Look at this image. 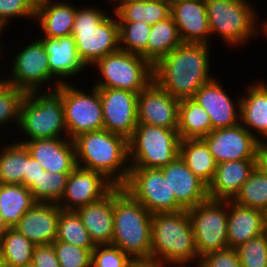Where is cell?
Instances as JSON below:
<instances>
[{"instance_id":"cell-54","label":"cell","mask_w":267,"mask_h":267,"mask_svg":"<svg viewBox=\"0 0 267 267\" xmlns=\"http://www.w3.org/2000/svg\"><path fill=\"white\" fill-rule=\"evenodd\" d=\"M265 232L267 233V212H265Z\"/></svg>"},{"instance_id":"cell-45","label":"cell","mask_w":267,"mask_h":267,"mask_svg":"<svg viewBox=\"0 0 267 267\" xmlns=\"http://www.w3.org/2000/svg\"><path fill=\"white\" fill-rule=\"evenodd\" d=\"M197 267H243L235 248L226 247L200 258Z\"/></svg>"},{"instance_id":"cell-41","label":"cell","mask_w":267,"mask_h":267,"mask_svg":"<svg viewBox=\"0 0 267 267\" xmlns=\"http://www.w3.org/2000/svg\"><path fill=\"white\" fill-rule=\"evenodd\" d=\"M52 245L60 267H92V252L94 249L80 248L57 240Z\"/></svg>"},{"instance_id":"cell-9","label":"cell","mask_w":267,"mask_h":267,"mask_svg":"<svg viewBox=\"0 0 267 267\" xmlns=\"http://www.w3.org/2000/svg\"><path fill=\"white\" fill-rule=\"evenodd\" d=\"M102 79L96 88H113L140 93L153 80V65L141 55L123 50L106 55L96 61Z\"/></svg>"},{"instance_id":"cell-8","label":"cell","mask_w":267,"mask_h":267,"mask_svg":"<svg viewBox=\"0 0 267 267\" xmlns=\"http://www.w3.org/2000/svg\"><path fill=\"white\" fill-rule=\"evenodd\" d=\"M180 142L177 129L138 123L128 139L129 165L162 168L179 157Z\"/></svg>"},{"instance_id":"cell-20","label":"cell","mask_w":267,"mask_h":267,"mask_svg":"<svg viewBox=\"0 0 267 267\" xmlns=\"http://www.w3.org/2000/svg\"><path fill=\"white\" fill-rule=\"evenodd\" d=\"M160 169L176 201L185 210L209 199L207 185L189 169L180 156Z\"/></svg>"},{"instance_id":"cell-37","label":"cell","mask_w":267,"mask_h":267,"mask_svg":"<svg viewBox=\"0 0 267 267\" xmlns=\"http://www.w3.org/2000/svg\"><path fill=\"white\" fill-rule=\"evenodd\" d=\"M57 241L73 244L80 248L94 249L89 233L83 225L82 219L74 210L60 209L57 222Z\"/></svg>"},{"instance_id":"cell-31","label":"cell","mask_w":267,"mask_h":267,"mask_svg":"<svg viewBox=\"0 0 267 267\" xmlns=\"http://www.w3.org/2000/svg\"><path fill=\"white\" fill-rule=\"evenodd\" d=\"M36 203L33 194L24 185L0 183V212L9 228H13Z\"/></svg>"},{"instance_id":"cell-32","label":"cell","mask_w":267,"mask_h":267,"mask_svg":"<svg viewBox=\"0 0 267 267\" xmlns=\"http://www.w3.org/2000/svg\"><path fill=\"white\" fill-rule=\"evenodd\" d=\"M177 131L181 140L204 138L211 131L209 115L192 98L180 100Z\"/></svg>"},{"instance_id":"cell-56","label":"cell","mask_w":267,"mask_h":267,"mask_svg":"<svg viewBox=\"0 0 267 267\" xmlns=\"http://www.w3.org/2000/svg\"><path fill=\"white\" fill-rule=\"evenodd\" d=\"M19 267H35L32 263H28V264H25L23 266H19Z\"/></svg>"},{"instance_id":"cell-42","label":"cell","mask_w":267,"mask_h":267,"mask_svg":"<svg viewBox=\"0 0 267 267\" xmlns=\"http://www.w3.org/2000/svg\"><path fill=\"white\" fill-rule=\"evenodd\" d=\"M25 94L23 90L9 84L0 91V127L13 120L18 128L20 106Z\"/></svg>"},{"instance_id":"cell-39","label":"cell","mask_w":267,"mask_h":267,"mask_svg":"<svg viewBox=\"0 0 267 267\" xmlns=\"http://www.w3.org/2000/svg\"><path fill=\"white\" fill-rule=\"evenodd\" d=\"M120 50L141 55L147 60V43L151 25L144 22H118Z\"/></svg>"},{"instance_id":"cell-48","label":"cell","mask_w":267,"mask_h":267,"mask_svg":"<svg viewBox=\"0 0 267 267\" xmlns=\"http://www.w3.org/2000/svg\"><path fill=\"white\" fill-rule=\"evenodd\" d=\"M173 264L167 263L155 257L131 258L128 267H167Z\"/></svg>"},{"instance_id":"cell-23","label":"cell","mask_w":267,"mask_h":267,"mask_svg":"<svg viewBox=\"0 0 267 267\" xmlns=\"http://www.w3.org/2000/svg\"><path fill=\"white\" fill-rule=\"evenodd\" d=\"M60 209L56 203H36L13 228L35 245L52 244L57 238Z\"/></svg>"},{"instance_id":"cell-2","label":"cell","mask_w":267,"mask_h":267,"mask_svg":"<svg viewBox=\"0 0 267 267\" xmlns=\"http://www.w3.org/2000/svg\"><path fill=\"white\" fill-rule=\"evenodd\" d=\"M76 164L102 173L115 186H122L129 175L128 140L106 129L85 132L73 139Z\"/></svg>"},{"instance_id":"cell-4","label":"cell","mask_w":267,"mask_h":267,"mask_svg":"<svg viewBox=\"0 0 267 267\" xmlns=\"http://www.w3.org/2000/svg\"><path fill=\"white\" fill-rule=\"evenodd\" d=\"M151 230V257L178 267L194 262L198 266L200 259L187 210L152 214Z\"/></svg>"},{"instance_id":"cell-15","label":"cell","mask_w":267,"mask_h":267,"mask_svg":"<svg viewBox=\"0 0 267 267\" xmlns=\"http://www.w3.org/2000/svg\"><path fill=\"white\" fill-rule=\"evenodd\" d=\"M98 90L103 107L104 129L128 140L138 124V93L113 88Z\"/></svg>"},{"instance_id":"cell-1","label":"cell","mask_w":267,"mask_h":267,"mask_svg":"<svg viewBox=\"0 0 267 267\" xmlns=\"http://www.w3.org/2000/svg\"><path fill=\"white\" fill-rule=\"evenodd\" d=\"M208 44L182 43L153 66V79L170 95L180 100L192 98L211 81Z\"/></svg>"},{"instance_id":"cell-7","label":"cell","mask_w":267,"mask_h":267,"mask_svg":"<svg viewBox=\"0 0 267 267\" xmlns=\"http://www.w3.org/2000/svg\"><path fill=\"white\" fill-rule=\"evenodd\" d=\"M205 3L211 38L212 34L217 33L216 35L219 34L226 45L237 47L239 45L244 46L261 33L263 22L261 27L256 22L258 21V14L250 1L205 0Z\"/></svg>"},{"instance_id":"cell-50","label":"cell","mask_w":267,"mask_h":267,"mask_svg":"<svg viewBox=\"0 0 267 267\" xmlns=\"http://www.w3.org/2000/svg\"><path fill=\"white\" fill-rule=\"evenodd\" d=\"M9 229L5 221L3 220L2 214L0 212V238L6 233Z\"/></svg>"},{"instance_id":"cell-3","label":"cell","mask_w":267,"mask_h":267,"mask_svg":"<svg viewBox=\"0 0 267 267\" xmlns=\"http://www.w3.org/2000/svg\"><path fill=\"white\" fill-rule=\"evenodd\" d=\"M152 214L122 186L113 187V239L131 258L151 257Z\"/></svg>"},{"instance_id":"cell-14","label":"cell","mask_w":267,"mask_h":267,"mask_svg":"<svg viewBox=\"0 0 267 267\" xmlns=\"http://www.w3.org/2000/svg\"><path fill=\"white\" fill-rule=\"evenodd\" d=\"M217 164L242 159H259L260 141L241 123L213 129L203 138Z\"/></svg>"},{"instance_id":"cell-30","label":"cell","mask_w":267,"mask_h":267,"mask_svg":"<svg viewBox=\"0 0 267 267\" xmlns=\"http://www.w3.org/2000/svg\"><path fill=\"white\" fill-rule=\"evenodd\" d=\"M179 156L189 169L207 186L211 182L217 163L203 138L183 139Z\"/></svg>"},{"instance_id":"cell-25","label":"cell","mask_w":267,"mask_h":267,"mask_svg":"<svg viewBox=\"0 0 267 267\" xmlns=\"http://www.w3.org/2000/svg\"><path fill=\"white\" fill-rule=\"evenodd\" d=\"M77 213L94 245H111L113 239V188L101 199L78 208Z\"/></svg>"},{"instance_id":"cell-52","label":"cell","mask_w":267,"mask_h":267,"mask_svg":"<svg viewBox=\"0 0 267 267\" xmlns=\"http://www.w3.org/2000/svg\"><path fill=\"white\" fill-rule=\"evenodd\" d=\"M8 84L7 78L0 79V91Z\"/></svg>"},{"instance_id":"cell-24","label":"cell","mask_w":267,"mask_h":267,"mask_svg":"<svg viewBox=\"0 0 267 267\" xmlns=\"http://www.w3.org/2000/svg\"><path fill=\"white\" fill-rule=\"evenodd\" d=\"M258 164L259 159H242L217 164L214 176L207 186L209 199L233 200Z\"/></svg>"},{"instance_id":"cell-51","label":"cell","mask_w":267,"mask_h":267,"mask_svg":"<svg viewBox=\"0 0 267 267\" xmlns=\"http://www.w3.org/2000/svg\"><path fill=\"white\" fill-rule=\"evenodd\" d=\"M262 33H264L263 37L264 36H267V18L266 20L263 22V29L261 30Z\"/></svg>"},{"instance_id":"cell-47","label":"cell","mask_w":267,"mask_h":267,"mask_svg":"<svg viewBox=\"0 0 267 267\" xmlns=\"http://www.w3.org/2000/svg\"><path fill=\"white\" fill-rule=\"evenodd\" d=\"M44 171V168L31 157L27 149V174L24 175L23 185L29 188Z\"/></svg>"},{"instance_id":"cell-46","label":"cell","mask_w":267,"mask_h":267,"mask_svg":"<svg viewBox=\"0 0 267 267\" xmlns=\"http://www.w3.org/2000/svg\"><path fill=\"white\" fill-rule=\"evenodd\" d=\"M31 263L35 267H60L52 244L35 245Z\"/></svg>"},{"instance_id":"cell-12","label":"cell","mask_w":267,"mask_h":267,"mask_svg":"<svg viewBox=\"0 0 267 267\" xmlns=\"http://www.w3.org/2000/svg\"><path fill=\"white\" fill-rule=\"evenodd\" d=\"M62 104L68 138L104 129L103 107L98 88L90 93L81 91L69 83L62 84Z\"/></svg>"},{"instance_id":"cell-28","label":"cell","mask_w":267,"mask_h":267,"mask_svg":"<svg viewBox=\"0 0 267 267\" xmlns=\"http://www.w3.org/2000/svg\"><path fill=\"white\" fill-rule=\"evenodd\" d=\"M246 91L240 102V123L262 143L267 139V82L258 81Z\"/></svg>"},{"instance_id":"cell-21","label":"cell","mask_w":267,"mask_h":267,"mask_svg":"<svg viewBox=\"0 0 267 267\" xmlns=\"http://www.w3.org/2000/svg\"><path fill=\"white\" fill-rule=\"evenodd\" d=\"M39 39L48 54L52 78H56L53 80L55 83L52 82L53 89L61 84L69 83L64 81V78L69 76L71 78L86 69L87 66L78 55L75 39L72 35L60 38L40 37Z\"/></svg>"},{"instance_id":"cell-36","label":"cell","mask_w":267,"mask_h":267,"mask_svg":"<svg viewBox=\"0 0 267 267\" xmlns=\"http://www.w3.org/2000/svg\"><path fill=\"white\" fill-rule=\"evenodd\" d=\"M232 201L243 207L267 212V170L260 163Z\"/></svg>"},{"instance_id":"cell-55","label":"cell","mask_w":267,"mask_h":267,"mask_svg":"<svg viewBox=\"0 0 267 267\" xmlns=\"http://www.w3.org/2000/svg\"><path fill=\"white\" fill-rule=\"evenodd\" d=\"M4 29L0 26V35H2V32H5V31H3ZM1 46H3V45H1L0 44V53H1V51L3 50V49H1L2 47Z\"/></svg>"},{"instance_id":"cell-13","label":"cell","mask_w":267,"mask_h":267,"mask_svg":"<svg viewBox=\"0 0 267 267\" xmlns=\"http://www.w3.org/2000/svg\"><path fill=\"white\" fill-rule=\"evenodd\" d=\"M12 62V73L7 78L9 85L15 86L25 93H30L40 90L42 85L51 84L53 79L50 73L48 54L39 38L19 51Z\"/></svg>"},{"instance_id":"cell-53","label":"cell","mask_w":267,"mask_h":267,"mask_svg":"<svg viewBox=\"0 0 267 267\" xmlns=\"http://www.w3.org/2000/svg\"><path fill=\"white\" fill-rule=\"evenodd\" d=\"M114 1H138V2H148V1H155V0H114Z\"/></svg>"},{"instance_id":"cell-35","label":"cell","mask_w":267,"mask_h":267,"mask_svg":"<svg viewBox=\"0 0 267 267\" xmlns=\"http://www.w3.org/2000/svg\"><path fill=\"white\" fill-rule=\"evenodd\" d=\"M35 244L14 228L0 238L3 267H19L32 262Z\"/></svg>"},{"instance_id":"cell-10","label":"cell","mask_w":267,"mask_h":267,"mask_svg":"<svg viewBox=\"0 0 267 267\" xmlns=\"http://www.w3.org/2000/svg\"><path fill=\"white\" fill-rule=\"evenodd\" d=\"M199 259L228 247V200H210L187 210Z\"/></svg>"},{"instance_id":"cell-29","label":"cell","mask_w":267,"mask_h":267,"mask_svg":"<svg viewBox=\"0 0 267 267\" xmlns=\"http://www.w3.org/2000/svg\"><path fill=\"white\" fill-rule=\"evenodd\" d=\"M118 22H144L149 25L165 20L170 16V0L148 2L113 1Z\"/></svg>"},{"instance_id":"cell-11","label":"cell","mask_w":267,"mask_h":267,"mask_svg":"<svg viewBox=\"0 0 267 267\" xmlns=\"http://www.w3.org/2000/svg\"><path fill=\"white\" fill-rule=\"evenodd\" d=\"M122 188L151 214L184 209L176 201L160 168L130 167L128 178Z\"/></svg>"},{"instance_id":"cell-38","label":"cell","mask_w":267,"mask_h":267,"mask_svg":"<svg viewBox=\"0 0 267 267\" xmlns=\"http://www.w3.org/2000/svg\"><path fill=\"white\" fill-rule=\"evenodd\" d=\"M71 172L51 173L44 171L28 188L37 203H58L65 191Z\"/></svg>"},{"instance_id":"cell-40","label":"cell","mask_w":267,"mask_h":267,"mask_svg":"<svg viewBox=\"0 0 267 267\" xmlns=\"http://www.w3.org/2000/svg\"><path fill=\"white\" fill-rule=\"evenodd\" d=\"M243 267H267V233L248 240L235 248Z\"/></svg>"},{"instance_id":"cell-16","label":"cell","mask_w":267,"mask_h":267,"mask_svg":"<svg viewBox=\"0 0 267 267\" xmlns=\"http://www.w3.org/2000/svg\"><path fill=\"white\" fill-rule=\"evenodd\" d=\"M179 103L153 79L138 94V123L178 129Z\"/></svg>"},{"instance_id":"cell-34","label":"cell","mask_w":267,"mask_h":267,"mask_svg":"<svg viewBox=\"0 0 267 267\" xmlns=\"http://www.w3.org/2000/svg\"><path fill=\"white\" fill-rule=\"evenodd\" d=\"M1 149L0 183L23 185L24 175L27 174V148L19 140Z\"/></svg>"},{"instance_id":"cell-5","label":"cell","mask_w":267,"mask_h":267,"mask_svg":"<svg viewBox=\"0 0 267 267\" xmlns=\"http://www.w3.org/2000/svg\"><path fill=\"white\" fill-rule=\"evenodd\" d=\"M99 7H82L76 11L72 36L77 52L86 66L120 50L119 23Z\"/></svg>"},{"instance_id":"cell-44","label":"cell","mask_w":267,"mask_h":267,"mask_svg":"<svg viewBox=\"0 0 267 267\" xmlns=\"http://www.w3.org/2000/svg\"><path fill=\"white\" fill-rule=\"evenodd\" d=\"M131 257L113 245H96L92 252V267H128Z\"/></svg>"},{"instance_id":"cell-18","label":"cell","mask_w":267,"mask_h":267,"mask_svg":"<svg viewBox=\"0 0 267 267\" xmlns=\"http://www.w3.org/2000/svg\"><path fill=\"white\" fill-rule=\"evenodd\" d=\"M220 83L216 78H213L208 83L203 84L192 97L209 115L211 131L232 127L240 123L241 97H238L239 99L234 104L235 101L231 99L230 94L227 95Z\"/></svg>"},{"instance_id":"cell-17","label":"cell","mask_w":267,"mask_h":267,"mask_svg":"<svg viewBox=\"0 0 267 267\" xmlns=\"http://www.w3.org/2000/svg\"><path fill=\"white\" fill-rule=\"evenodd\" d=\"M115 185L102 173L76 166L69 174L64 194L57 203L63 210H74L105 196Z\"/></svg>"},{"instance_id":"cell-22","label":"cell","mask_w":267,"mask_h":267,"mask_svg":"<svg viewBox=\"0 0 267 267\" xmlns=\"http://www.w3.org/2000/svg\"><path fill=\"white\" fill-rule=\"evenodd\" d=\"M23 144L45 171L72 172L77 166L74 141L69 138L36 139Z\"/></svg>"},{"instance_id":"cell-27","label":"cell","mask_w":267,"mask_h":267,"mask_svg":"<svg viewBox=\"0 0 267 267\" xmlns=\"http://www.w3.org/2000/svg\"><path fill=\"white\" fill-rule=\"evenodd\" d=\"M60 0H37L35 20L43 37L60 38L72 34L77 8Z\"/></svg>"},{"instance_id":"cell-57","label":"cell","mask_w":267,"mask_h":267,"mask_svg":"<svg viewBox=\"0 0 267 267\" xmlns=\"http://www.w3.org/2000/svg\"><path fill=\"white\" fill-rule=\"evenodd\" d=\"M0 267H3L1 252H0Z\"/></svg>"},{"instance_id":"cell-26","label":"cell","mask_w":267,"mask_h":267,"mask_svg":"<svg viewBox=\"0 0 267 267\" xmlns=\"http://www.w3.org/2000/svg\"><path fill=\"white\" fill-rule=\"evenodd\" d=\"M265 232V213L258 209L243 207L228 200L227 241L228 247L238 245Z\"/></svg>"},{"instance_id":"cell-33","label":"cell","mask_w":267,"mask_h":267,"mask_svg":"<svg viewBox=\"0 0 267 267\" xmlns=\"http://www.w3.org/2000/svg\"><path fill=\"white\" fill-rule=\"evenodd\" d=\"M182 43L178 28L170 15L151 26L147 43V60L154 66Z\"/></svg>"},{"instance_id":"cell-19","label":"cell","mask_w":267,"mask_h":267,"mask_svg":"<svg viewBox=\"0 0 267 267\" xmlns=\"http://www.w3.org/2000/svg\"><path fill=\"white\" fill-rule=\"evenodd\" d=\"M170 15L183 43L210 45L211 31L205 0H170Z\"/></svg>"},{"instance_id":"cell-49","label":"cell","mask_w":267,"mask_h":267,"mask_svg":"<svg viewBox=\"0 0 267 267\" xmlns=\"http://www.w3.org/2000/svg\"><path fill=\"white\" fill-rule=\"evenodd\" d=\"M259 163L267 170V145L263 142L260 144Z\"/></svg>"},{"instance_id":"cell-43","label":"cell","mask_w":267,"mask_h":267,"mask_svg":"<svg viewBox=\"0 0 267 267\" xmlns=\"http://www.w3.org/2000/svg\"><path fill=\"white\" fill-rule=\"evenodd\" d=\"M37 0H0V26H5L15 18L35 19Z\"/></svg>"},{"instance_id":"cell-6","label":"cell","mask_w":267,"mask_h":267,"mask_svg":"<svg viewBox=\"0 0 267 267\" xmlns=\"http://www.w3.org/2000/svg\"><path fill=\"white\" fill-rule=\"evenodd\" d=\"M50 88L47 92L35 90L25 94L20 106L18 127L27 140H21L20 143L62 136L68 138L62 104V84L57 88Z\"/></svg>"}]
</instances>
